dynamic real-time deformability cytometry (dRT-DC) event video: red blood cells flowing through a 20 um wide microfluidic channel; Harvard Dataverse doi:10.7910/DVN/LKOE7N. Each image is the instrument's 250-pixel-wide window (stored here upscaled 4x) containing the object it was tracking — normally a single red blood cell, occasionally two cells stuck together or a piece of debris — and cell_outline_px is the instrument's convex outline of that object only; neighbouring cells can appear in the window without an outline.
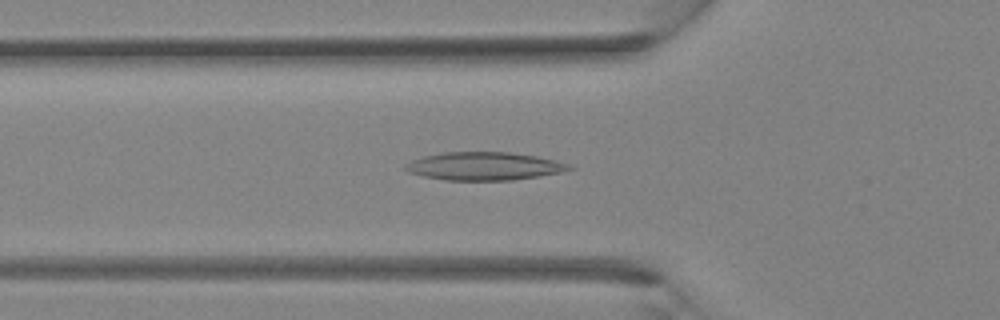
{"species": "Egyptian fruit bat (a non-hibernating species)", "species_latin": "Rousettus aegyptiacus", "temperature_condition": "room temperature", "stored_images_in_passage": 29, "camera_frame_rate_fps": 3000, "um_per_image_px": 0.085, "animal": {"sex": "female"}, "frame": {"image": 1, "passage_image": 7, "time_ms": 2.0, "image_size_px": [1000, 320], "cell_outline_px": [[576, 168], [560, 172], [540, 176], [512, 180], [444, 180], [424, 176], [408, 172], [404, 168], [404, 164], [412, 160], [424, 156], [444, 152], [508, 152], [536, 156], [556, 160], [572, 164]], "centroid_in_image_um": [41.18, 14.12], "position_along_channel_um": 84.6, "area_um2": 26.88}}
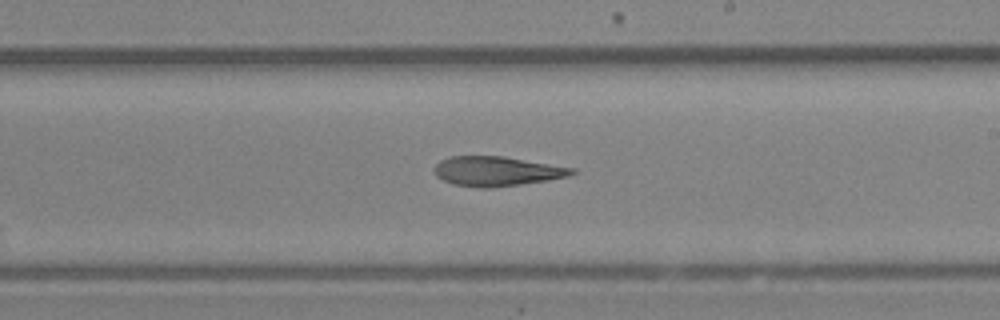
{"frame": {"image": 2, "passage_image": 16, "time_ms": 5.0, "image_size_px": [1000, 320], "cell_outline_px": [[576, 172], [568, 176], [548, 180], [492, 188], [480, 188], [456, 184], [444, 180], [436, 176], [432, 168], [440, 160], [448, 156], [504, 156], [576, 168]], "centroid_in_image_um": [42.22, 14.54], "position_along_channel_um": 246.8, "area_um2": 23.81}}
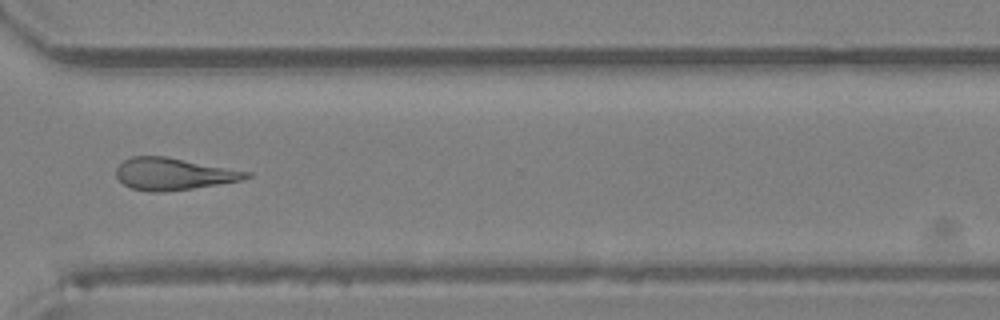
{"frame": {"image": 3, "passage_image": 22, "time_ms": 7.0, "image_size_px": [1000, 320], "cell_outline_px": [[252, 176], [244, 180], [192, 188], [164, 192], [148, 192], [132, 188], [124, 184], [116, 176], [116, 168], [124, 160], [132, 156], [164, 156], [252, 172]], "centroid_in_image_um": [14.76, 14.79], "position_along_channel_um": 355.8, "area_um2": 24.22}}